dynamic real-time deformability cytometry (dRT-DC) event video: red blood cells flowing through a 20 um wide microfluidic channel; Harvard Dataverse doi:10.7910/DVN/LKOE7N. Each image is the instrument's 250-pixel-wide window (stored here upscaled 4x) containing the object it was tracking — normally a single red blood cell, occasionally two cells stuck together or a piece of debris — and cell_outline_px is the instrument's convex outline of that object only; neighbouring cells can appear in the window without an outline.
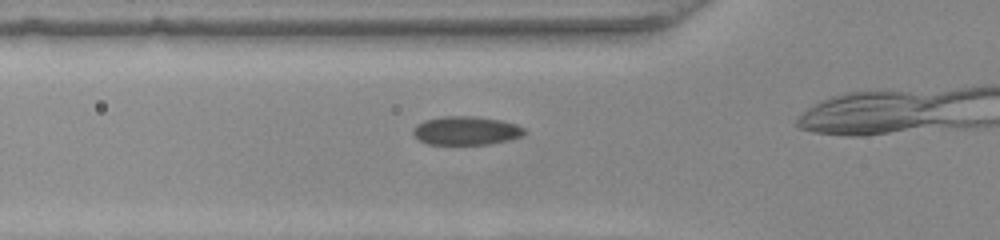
{"species": "common noctule bat (a hibernating species)", "species_latin": "Nyctalus noctula", "temperature_condition": "warm", "stored_images_in_passage": 25, "camera_frame_rate_fps": 3000, "um_per_image_px": 0.085, "animal": {"sex": "female", "body_mass_g": 22.0, "forearm_length_mm": 56.7}, "frame": {"image": 1, "passage_image": 2, "time_ms": 0.333, "image_size_px": [1000, 240], "cell_outline_px": [[528, 132], [520, 136], [508, 140], [488, 144], [428, 144], [420, 140], [412, 132], [412, 128], [416, 124], [424, 120], [440, 116], [476, 116], [504, 120], [516, 124], [524, 128]], "centroid_in_image_um": [39.62, 11.08], "position_along_channel_um": 86.2, "area_um2": 18.73}}
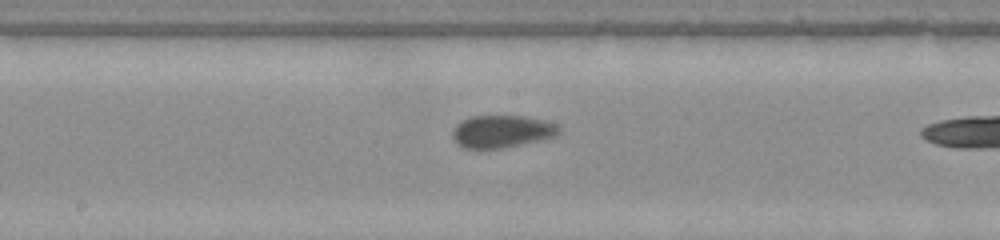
{"frame": {"image": 2, "passage_image": 11, "time_ms": 3.333, "image_size_px": [1000, 240], "cell_outline_px": [[560, 132], [556, 136], [500, 148], [464, 148], [456, 144], [452, 136], [452, 132], [456, 124], [472, 116], [524, 116], [544, 120], [556, 124], [560, 128]], "centroid_in_image_um": [42.63, 11.16], "position_along_channel_um": 205.6, "area_um2": 19.88}}
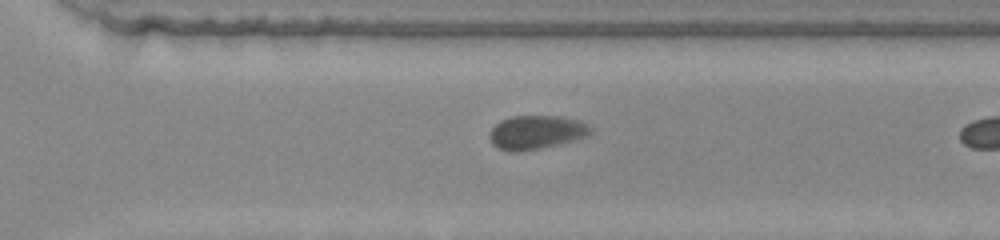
{"frame": {"image": 3, "passage_image": 20, "time_ms": 6.333, "image_size_px": [1000, 240], "cell_outline_px": [[592, 132], [588, 136], [540, 148], [520, 152], [512, 152], [496, 148], [492, 144], [492, 128], [500, 120], [512, 116], [560, 116], [580, 120], [588, 124], [592, 128]], "centroid_in_image_um": [45.61, 11.24], "position_along_channel_um": 325.0, "area_um2": 19.77}}